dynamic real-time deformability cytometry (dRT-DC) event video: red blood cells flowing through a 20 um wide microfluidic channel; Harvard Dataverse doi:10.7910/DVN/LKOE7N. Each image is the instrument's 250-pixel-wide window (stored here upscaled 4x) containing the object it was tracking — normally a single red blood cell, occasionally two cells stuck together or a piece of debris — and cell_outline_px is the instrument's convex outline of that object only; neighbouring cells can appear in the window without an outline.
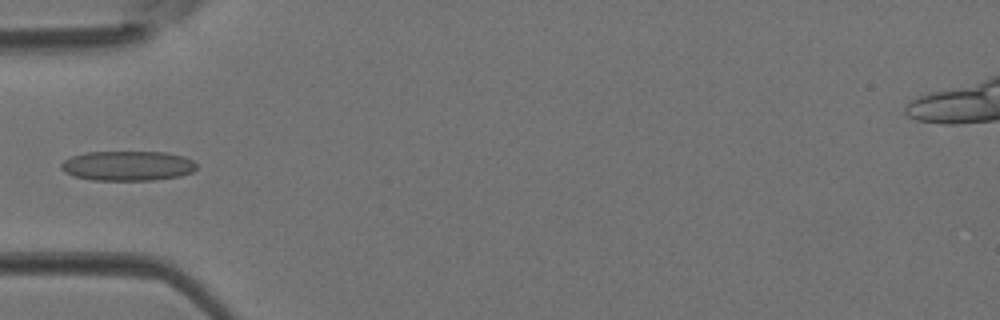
{"species": "Egyptian fruit bat (a non-hibernating species)", "species_latin": "Rousettus aegyptiacus", "temperature_condition": "room temperature", "stored_images_in_passage": 5, "camera_frame_rate_fps": 3000, "um_per_image_px": 0.085, "animal": {"sex": "female"}, "frame": {"image": 1, "passage_image": 5, "time_ms": 1.333, "image_size_px": [1000, 320], "cell_outline_px": [[196, 168], [192, 172], [180, 176], [152, 180], [92, 180], [72, 176], [64, 172], [60, 168], [60, 164], [64, 160], [72, 156], [84, 152], [164, 152], [184, 156], [192, 160], [196, 164]], "centroid_in_image_um": [10.82, 14.09], "position_along_channel_um": 74.2, "area_um2": 23.64}}